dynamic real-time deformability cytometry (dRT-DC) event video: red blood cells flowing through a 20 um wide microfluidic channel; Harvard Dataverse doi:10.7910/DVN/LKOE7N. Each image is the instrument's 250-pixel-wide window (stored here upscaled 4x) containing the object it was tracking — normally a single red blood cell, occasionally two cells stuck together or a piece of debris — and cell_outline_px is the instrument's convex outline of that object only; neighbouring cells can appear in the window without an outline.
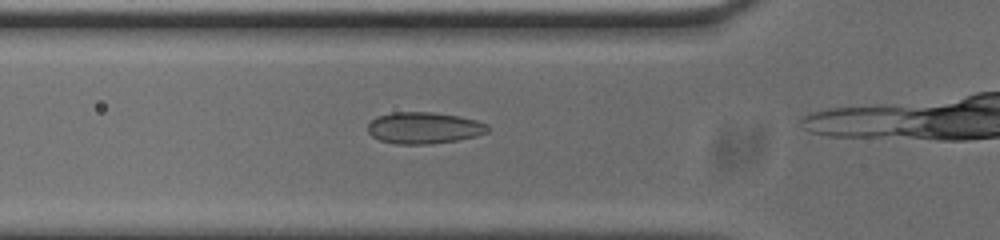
{"species": "common noctule bat (a hibernating species)", "species_latin": "Nyctalus noctula", "temperature_condition": "cold", "stored_images_in_passage": 11, "camera_frame_rate_fps": 3000, "um_per_image_px": 0.085, "animal": {"sex": "male", "body_mass_g": 20.0, "forearm_length_mm": 53.3}, "frame": {"image": 1, "passage_image": 7, "time_ms": 2.0, "image_size_px": [1000, 240], "cell_outline_px": [[488, 132], [476, 136], [456, 140], [432, 144], [396, 144], [380, 140], [372, 136], [368, 132], [368, 124], [376, 116], [392, 112], [432, 112], [460, 116], [476, 120], [488, 124]], "centroid_in_image_um": [36.03, 10.87], "position_along_channel_um": 89.8, "area_um2": 22.14}}
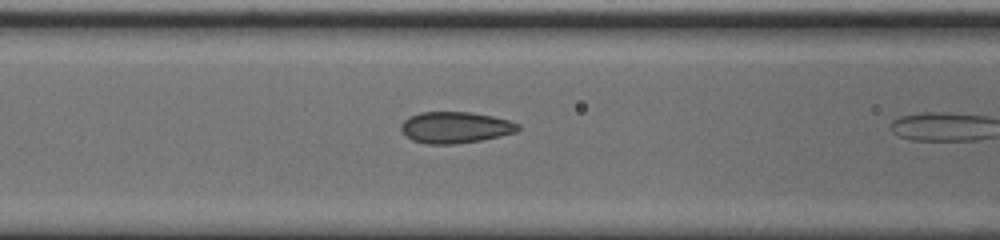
{"frame": {"image": 2, "passage_image": 10, "time_ms": 3.0, "image_size_px": [1000, 240], "cell_outline_px": [[520, 128], [516, 132], [500, 136], [480, 140], [452, 144], [428, 144], [412, 140], [400, 128], [400, 124], [408, 116], [420, 112], [472, 112], [492, 116], [508, 120], [520, 124]], "centroid_in_image_um": [38.7, 10.82], "position_along_channel_um": 127.9, "area_um2": 21.33}}